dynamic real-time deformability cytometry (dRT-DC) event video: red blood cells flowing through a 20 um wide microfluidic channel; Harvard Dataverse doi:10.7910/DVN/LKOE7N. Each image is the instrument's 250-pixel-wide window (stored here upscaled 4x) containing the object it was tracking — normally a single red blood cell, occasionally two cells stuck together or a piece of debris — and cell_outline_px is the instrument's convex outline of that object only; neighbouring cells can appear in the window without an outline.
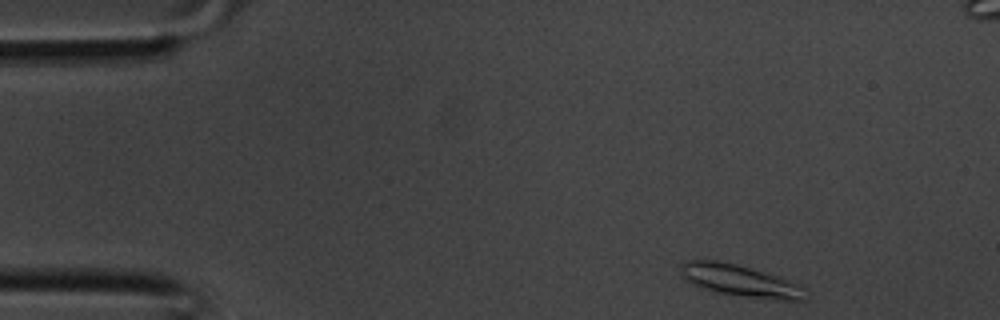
{"species": "common noctule bat (a hibernating species)", "species_latin": "Nyctalus noctula", "temperature_condition": "room temperature", "stored_images_in_passage": 34, "segment_of_instrument_passage": [1, 2], "camera_frame_rate_fps": 3000, "um_per_image_px": 0.085, "animal": {"sex": "male", "body_mass_g": 20.1, "forearm_length_mm": 53.5}, "frame": {"image": 1, "passage_image": 1, "time_ms": 0.0, "image_size_px": [1000, 320], "cell_outline_px": [[808, 288], [804, 300], [784, 300], [748, 296], [716, 292], [704, 288], [688, 280], [680, 272], [680, 264], [684, 260], [716, 260], [736, 264], [752, 268], [780, 276], [792, 280]], "centroid_in_image_um": [62.98, 23.83], "position_along_channel_um": 22.0, "area_um2": 23.0}}
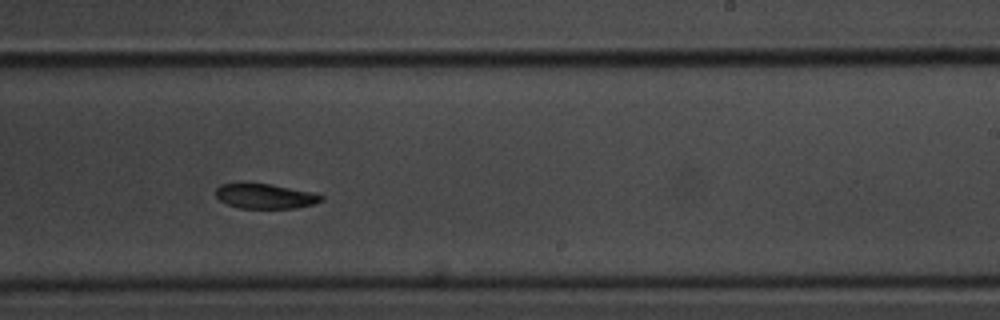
{"frame": {"image": 2, "passage_image": 19, "time_ms": 6.0, "image_size_px": [1000, 320], "cell_outline_px": [[324, 200], [312, 204], [296, 208], [240, 208], [228, 204], [220, 200], [216, 196], [216, 188], [220, 184], [236, 180], [272, 184], [312, 192], [324, 196]], "centroid_in_image_um": [22.47, 16.62], "position_along_channel_um": 266.5, "area_um2": 15.84}}
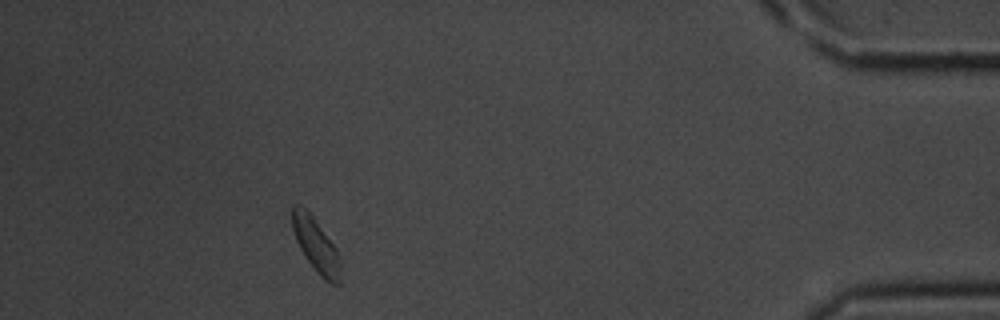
{"frame": {"image": 3, "passage_image": 30, "time_ms": 9.667, "image_size_px": [1000, 320], "cell_outline_px": [[340, 284], [332, 284], [324, 280], [316, 272], [300, 248], [296, 240], [292, 228], [292, 208], [296, 204], [300, 204], [312, 216], [336, 248], [340, 256]], "centroid_in_image_um": [26.86, 20.86], "position_along_channel_um": 408.3, "area_um2": 14.97}}